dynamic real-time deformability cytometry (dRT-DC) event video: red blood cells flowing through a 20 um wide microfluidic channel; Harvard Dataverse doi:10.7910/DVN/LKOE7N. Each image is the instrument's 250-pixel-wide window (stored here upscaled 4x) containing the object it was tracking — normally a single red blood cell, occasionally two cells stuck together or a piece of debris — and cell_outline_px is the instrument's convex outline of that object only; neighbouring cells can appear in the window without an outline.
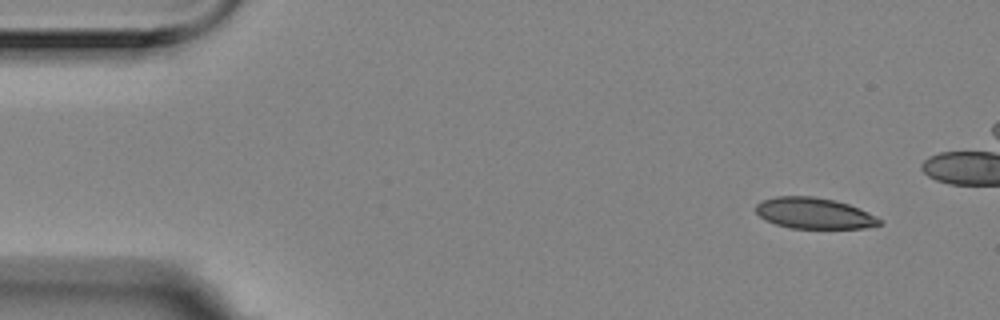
{"species": "Egyptian fruit bat (a non-hibernating species)", "species_latin": "Rousettus aegyptiacus", "temperature_condition": "room temperature", "stored_images_in_passage": 5, "camera_frame_rate_fps": 3000, "um_per_image_px": 0.085, "animal": {"sex": "female"}, "frame": {"image": 1, "passage_image": 1, "time_ms": 0.0, "image_size_px": [1000, 320], "cell_outline_px": [[880, 224], [864, 228], [792, 228], [776, 224], [764, 220], [756, 212], [756, 204], [760, 200], [776, 196], [812, 196], [832, 200], [848, 204], [876, 216], [880, 220]], "centroid_in_image_um": [69.14, 18.12], "position_along_channel_um": 15.9, "area_um2": 22.14}}